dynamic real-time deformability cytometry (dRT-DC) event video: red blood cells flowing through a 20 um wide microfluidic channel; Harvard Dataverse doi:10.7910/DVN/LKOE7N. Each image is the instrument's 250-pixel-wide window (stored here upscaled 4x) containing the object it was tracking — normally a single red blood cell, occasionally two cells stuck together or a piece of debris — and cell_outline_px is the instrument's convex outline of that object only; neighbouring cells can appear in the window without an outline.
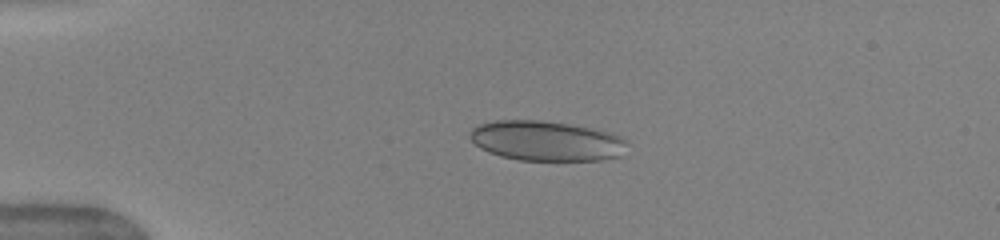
{"species": "human", "species_latin": "Homo sapiens", "temperature_condition": "warm", "stored_images_in_passage": 50, "camera_frame_rate_fps": 3000, "um_per_image_px": 0.085, "donor": {"sex": "female"}, "frame": {"image": 1, "passage_image": 12, "time_ms": 3.667, "image_size_px": [1000, 240], "cell_outline_px": [[628, 144], [624, 156], [604, 160], [520, 160], [500, 156], [488, 152], [480, 148], [468, 136], [468, 132], [472, 128], [480, 124], [496, 120], [540, 120], [572, 124], [596, 128], [620, 136], [628, 140]], "centroid_in_image_um": [46.49, 11.97], "position_along_channel_um": 38.5, "area_um2": 37.22}}
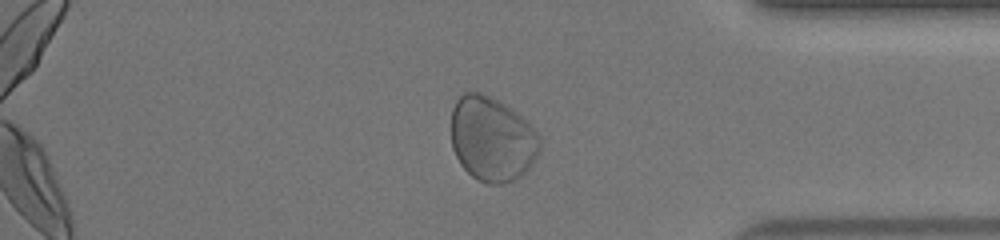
{"frame": {"image": 2, "passage_image": 43, "time_ms": 14.0, "image_size_px": [1000, 240], "cell_outline_px": [[540, 152], [528, 168], [520, 176], [504, 184], [488, 184], [476, 180], [460, 164], [452, 148], [452, 108], [456, 100], [464, 92], [480, 92], [504, 104], [516, 112], [540, 136]], "centroid_in_image_um": [41.8, 11.83], "position_along_channel_um": 393.4, "area_um2": 43.52}}
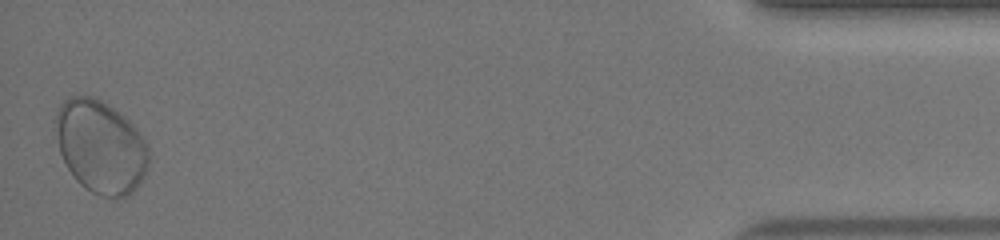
{"frame": {"image": 3, "passage_image": 50, "time_ms": 16.333, "image_size_px": [1000, 240], "cell_outline_px": [[152, 156], [148, 168], [144, 176], [136, 188], [124, 200], [116, 200], [100, 196], [92, 192], [80, 184], [76, 180], [68, 168], [60, 152], [52, 120], [56, 108], [68, 96], [96, 96], [108, 104], [124, 116], [136, 128], [144, 140]], "centroid_in_image_um": [8.55, 12.47], "position_along_channel_um": 426.6, "area_um2": 51.56}, "authors_computed_cell_mechanics": {"area_um2": 36.5585, "velocity_mm_per_s": 4.005, "shape_relaxation_time_tau1_ms": 7.4333, "shape_relaxation_time_tau2_ms": null, "deformation_change_tau1": 0.1032, "deformation_change_tau2": null}}